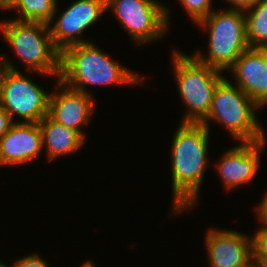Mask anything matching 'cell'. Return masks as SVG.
I'll return each instance as SVG.
<instances>
[{
	"label": "cell",
	"mask_w": 267,
	"mask_h": 267,
	"mask_svg": "<svg viewBox=\"0 0 267 267\" xmlns=\"http://www.w3.org/2000/svg\"><path fill=\"white\" fill-rule=\"evenodd\" d=\"M50 93L22 72L11 70L0 94V103L13 122H40L48 115ZM18 117L16 121L14 118Z\"/></svg>",
	"instance_id": "cell-8"
},
{
	"label": "cell",
	"mask_w": 267,
	"mask_h": 267,
	"mask_svg": "<svg viewBox=\"0 0 267 267\" xmlns=\"http://www.w3.org/2000/svg\"><path fill=\"white\" fill-rule=\"evenodd\" d=\"M207 29L208 54L197 50L193 56L212 68L227 71L236 59L250 48L246 36L245 12L238 9L212 11L197 24Z\"/></svg>",
	"instance_id": "cell-5"
},
{
	"label": "cell",
	"mask_w": 267,
	"mask_h": 267,
	"mask_svg": "<svg viewBox=\"0 0 267 267\" xmlns=\"http://www.w3.org/2000/svg\"><path fill=\"white\" fill-rule=\"evenodd\" d=\"M210 131L202 123L181 122L171 146L173 215L198 202L207 163Z\"/></svg>",
	"instance_id": "cell-1"
},
{
	"label": "cell",
	"mask_w": 267,
	"mask_h": 267,
	"mask_svg": "<svg viewBox=\"0 0 267 267\" xmlns=\"http://www.w3.org/2000/svg\"><path fill=\"white\" fill-rule=\"evenodd\" d=\"M104 12H107L106 0L72 1L54 23H48L55 48L62 53L68 47L92 42L84 39L82 34Z\"/></svg>",
	"instance_id": "cell-9"
},
{
	"label": "cell",
	"mask_w": 267,
	"mask_h": 267,
	"mask_svg": "<svg viewBox=\"0 0 267 267\" xmlns=\"http://www.w3.org/2000/svg\"><path fill=\"white\" fill-rule=\"evenodd\" d=\"M259 108L242 89L224 77L215 88L209 113L201 123L210 131V122L216 121L237 143L263 141L266 132L255 114Z\"/></svg>",
	"instance_id": "cell-3"
},
{
	"label": "cell",
	"mask_w": 267,
	"mask_h": 267,
	"mask_svg": "<svg viewBox=\"0 0 267 267\" xmlns=\"http://www.w3.org/2000/svg\"><path fill=\"white\" fill-rule=\"evenodd\" d=\"M0 267H16V265H15V262H14L11 266H8V265L5 264V262H2L0 260Z\"/></svg>",
	"instance_id": "cell-28"
},
{
	"label": "cell",
	"mask_w": 267,
	"mask_h": 267,
	"mask_svg": "<svg viewBox=\"0 0 267 267\" xmlns=\"http://www.w3.org/2000/svg\"><path fill=\"white\" fill-rule=\"evenodd\" d=\"M261 49L266 53V56H267V46H264Z\"/></svg>",
	"instance_id": "cell-29"
},
{
	"label": "cell",
	"mask_w": 267,
	"mask_h": 267,
	"mask_svg": "<svg viewBox=\"0 0 267 267\" xmlns=\"http://www.w3.org/2000/svg\"><path fill=\"white\" fill-rule=\"evenodd\" d=\"M251 235L252 260L255 265L261 258L267 257V227H259Z\"/></svg>",
	"instance_id": "cell-19"
},
{
	"label": "cell",
	"mask_w": 267,
	"mask_h": 267,
	"mask_svg": "<svg viewBox=\"0 0 267 267\" xmlns=\"http://www.w3.org/2000/svg\"><path fill=\"white\" fill-rule=\"evenodd\" d=\"M16 0H0V9L7 10Z\"/></svg>",
	"instance_id": "cell-25"
},
{
	"label": "cell",
	"mask_w": 267,
	"mask_h": 267,
	"mask_svg": "<svg viewBox=\"0 0 267 267\" xmlns=\"http://www.w3.org/2000/svg\"><path fill=\"white\" fill-rule=\"evenodd\" d=\"M235 85L259 107L267 105V56L261 48H248L227 70ZM232 72V73H231Z\"/></svg>",
	"instance_id": "cell-14"
},
{
	"label": "cell",
	"mask_w": 267,
	"mask_h": 267,
	"mask_svg": "<svg viewBox=\"0 0 267 267\" xmlns=\"http://www.w3.org/2000/svg\"><path fill=\"white\" fill-rule=\"evenodd\" d=\"M14 122L0 103V139Z\"/></svg>",
	"instance_id": "cell-23"
},
{
	"label": "cell",
	"mask_w": 267,
	"mask_h": 267,
	"mask_svg": "<svg viewBox=\"0 0 267 267\" xmlns=\"http://www.w3.org/2000/svg\"><path fill=\"white\" fill-rule=\"evenodd\" d=\"M11 70L18 71V69L14 66L13 62H11V60L9 62V58H6L2 55L0 57V94L5 84L7 75L11 72Z\"/></svg>",
	"instance_id": "cell-21"
},
{
	"label": "cell",
	"mask_w": 267,
	"mask_h": 267,
	"mask_svg": "<svg viewBox=\"0 0 267 267\" xmlns=\"http://www.w3.org/2000/svg\"><path fill=\"white\" fill-rule=\"evenodd\" d=\"M190 19L198 24L205 19L213 10V0H178Z\"/></svg>",
	"instance_id": "cell-18"
},
{
	"label": "cell",
	"mask_w": 267,
	"mask_h": 267,
	"mask_svg": "<svg viewBox=\"0 0 267 267\" xmlns=\"http://www.w3.org/2000/svg\"><path fill=\"white\" fill-rule=\"evenodd\" d=\"M255 208L257 212L256 219L259 221V223H261V227H267V191L260 204H258V206Z\"/></svg>",
	"instance_id": "cell-22"
},
{
	"label": "cell",
	"mask_w": 267,
	"mask_h": 267,
	"mask_svg": "<svg viewBox=\"0 0 267 267\" xmlns=\"http://www.w3.org/2000/svg\"><path fill=\"white\" fill-rule=\"evenodd\" d=\"M0 33L26 70L59 79L61 53L47 23L6 19L0 22Z\"/></svg>",
	"instance_id": "cell-4"
},
{
	"label": "cell",
	"mask_w": 267,
	"mask_h": 267,
	"mask_svg": "<svg viewBox=\"0 0 267 267\" xmlns=\"http://www.w3.org/2000/svg\"><path fill=\"white\" fill-rule=\"evenodd\" d=\"M225 1L231 4L230 7L228 8L245 11L251 8L252 6L256 5L261 0H225Z\"/></svg>",
	"instance_id": "cell-24"
},
{
	"label": "cell",
	"mask_w": 267,
	"mask_h": 267,
	"mask_svg": "<svg viewBox=\"0 0 267 267\" xmlns=\"http://www.w3.org/2000/svg\"><path fill=\"white\" fill-rule=\"evenodd\" d=\"M16 267H51L39 254L33 253L15 261Z\"/></svg>",
	"instance_id": "cell-20"
},
{
	"label": "cell",
	"mask_w": 267,
	"mask_h": 267,
	"mask_svg": "<svg viewBox=\"0 0 267 267\" xmlns=\"http://www.w3.org/2000/svg\"><path fill=\"white\" fill-rule=\"evenodd\" d=\"M157 0H106L122 28L137 45L153 42L167 34L170 11Z\"/></svg>",
	"instance_id": "cell-7"
},
{
	"label": "cell",
	"mask_w": 267,
	"mask_h": 267,
	"mask_svg": "<svg viewBox=\"0 0 267 267\" xmlns=\"http://www.w3.org/2000/svg\"><path fill=\"white\" fill-rule=\"evenodd\" d=\"M266 140L258 142H239V145L225 151L215 166L226 190H233L252 182L258 174L260 151Z\"/></svg>",
	"instance_id": "cell-12"
},
{
	"label": "cell",
	"mask_w": 267,
	"mask_h": 267,
	"mask_svg": "<svg viewBox=\"0 0 267 267\" xmlns=\"http://www.w3.org/2000/svg\"><path fill=\"white\" fill-rule=\"evenodd\" d=\"M118 62L93 42L74 45L61 53L59 80L86 94H91L86 89L88 85L131 86L143 83V77Z\"/></svg>",
	"instance_id": "cell-2"
},
{
	"label": "cell",
	"mask_w": 267,
	"mask_h": 267,
	"mask_svg": "<svg viewBox=\"0 0 267 267\" xmlns=\"http://www.w3.org/2000/svg\"><path fill=\"white\" fill-rule=\"evenodd\" d=\"M42 149L39 122H14L0 139V166L29 164Z\"/></svg>",
	"instance_id": "cell-13"
},
{
	"label": "cell",
	"mask_w": 267,
	"mask_h": 267,
	"mask_svg": "<svg viewBox=\"0 0 267 267\" xmlns=\"http://www.w3.org/2000/svg\"><path fill=\"white\" fill-rule=\"evenodd\" d=\"M244 12L250 48L267 46V0H261Z\"/></svg>",
	"instance_id": "cell-17"
},
{
	"label": "cell",
	"mask_w": 267,
	"mask_h": 267,
	"mask_svg": "<svg viewBox=\"0 0 267 267\" xmlns=\"http://www.w3.org/2000/svg\"><path fill=\"white\" fill-rule=\"evenodd\" d=\"M255 265L257 267H267V257L261 258Z\"/></svg>",
	"instance_id": "cell-26"
},
{
	"label": "cell",
	"mask_w": 267,
	"mask_h": 267,
	"mask_svg": "<svg viewBox=\"0 0 267 267\" xmlns=\"http://www.w3.org/2000/svg\"><path fill=\"white\" fill-rule=\"evenodd\" d=\"M172 58L178 92L186 105L180 122L201 123L209 113L215 88L225 76L222 71L198 61L193 54L175 49Z\"/></svg>",
	"instance_id": "cell-6"
},
{
	"label": "cell",
	"mask_w": 267,
	"mask_h": 267,
	"mask_svg": "<svg viewBox=\"0 0 267 267\" xmlns=\"http://www.w3.org/2000/svg\"><path fill=\"white\" fill-rule=\"evenodd\" d=\"M205 247L210 267H251L252 240L237 230L209 228Z\"/></svg>",
	"instance_id": "cell-11"
},
{
	"label": "cell",
	"mask_w": 267,
	"mask_h": 267,
	"mask_svg": "<svg viewBox=\"0 0 267 267\" xmlns=\"http://www.w3.org/2000/svg\"><path fill=\"white\" fill-rule=\"evenodd\" d=\"M58 0H16L6 11H17L18 21L50 23L58 12Z\"/></svg>",
	"instance_id": "cell-16"
},
{
	"label": "cell",
	"mask_w": 267,
	"mask_h": 267,
	"mask_svg": "<svg viewBox=\"0 0 267 267\" xmlns=\"http://www.w3.org/2000/svg\"><path fill=\"white\" fill-rule=\"evenodd\" d=\"M42 133L43 149L50 161L79 151L86 139L76 130L52 120L46 115L39 122Z\"/></svg>",
	"instance_id": "cell-15"
},
{
	"label": "cell",
	"mask_w": 267,
	"mask_h": 267,
	"mask_svg": "<svg viewBox=\"0 0 267 267\" xmlns=\"http://www.w3.org/2000/svg\"><path fill=\"white\" fill-rule=\"evenodd\" d=\"M80 267H97V266H95V263L93 264L92 261L88 260V261H86V262H83V263L80 265Z\"/></svg>",
	"instance_id": "cell-27"
},
{
	"label": "cell",
	"mask_w": 267,
	"mask_h": 267,
	"mask_svg": "<svg viewBox=\"0 0 267 267\" xmlns=\"http://www.w3.org/2000/svg\"><path fill=\"white\" fill-rule=\"evenodd\" d=\"M50 93L48 116L55 122L78 131L85 139L82 128L92 120L95 105L92 94L72 89L59 79ZM58 91V92H57Z\"/></svg>",
	"instance_id": "cell-10"
}]
</instances>
